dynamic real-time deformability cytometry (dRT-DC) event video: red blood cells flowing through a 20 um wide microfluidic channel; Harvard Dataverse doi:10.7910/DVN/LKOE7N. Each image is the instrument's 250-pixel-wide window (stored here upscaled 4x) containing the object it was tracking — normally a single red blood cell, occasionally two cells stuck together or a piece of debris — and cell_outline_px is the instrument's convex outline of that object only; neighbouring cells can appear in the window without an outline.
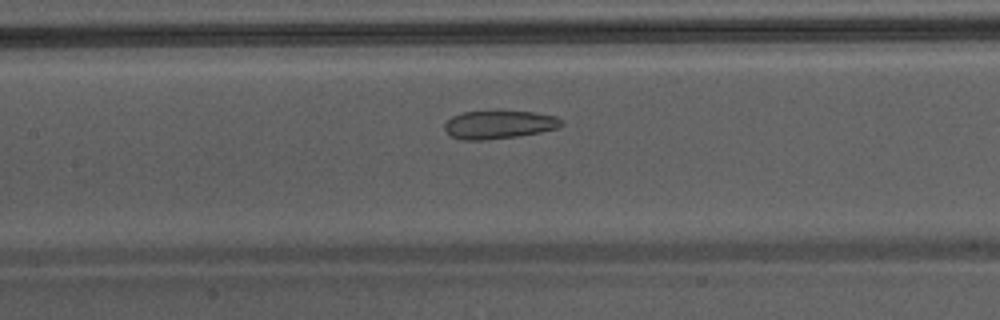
{"species": "Egyptian fruit bat (a non-hibernating species)", "species_latin": "Rousettus aegyptiacus", "temperature_condition": "warm", "stored_images_in_passage": 27, "camera_frame_rate_fps": 3000, "um_per_image_px": 0.085, "animal": {"sex": "male"}, "frame": {"image": 1, "passage_image": 12, "time_ms": 3.667, "image_size_px": [1000, 320], "cell_outline_px": [[564, 124], [556, 128], [540, 132], [516, 136], [484, 140], [464, 140], [452, 136], [444, 128], [444, 124], [452, 116], [464, 112], [496, 108], [500, 108], [536, 112], [556, 116], [564, 120]], "centroid_in_image_um": [42.45, 10.53], "position_along_channel_um": 165.0, "area_um2": 20.0}}